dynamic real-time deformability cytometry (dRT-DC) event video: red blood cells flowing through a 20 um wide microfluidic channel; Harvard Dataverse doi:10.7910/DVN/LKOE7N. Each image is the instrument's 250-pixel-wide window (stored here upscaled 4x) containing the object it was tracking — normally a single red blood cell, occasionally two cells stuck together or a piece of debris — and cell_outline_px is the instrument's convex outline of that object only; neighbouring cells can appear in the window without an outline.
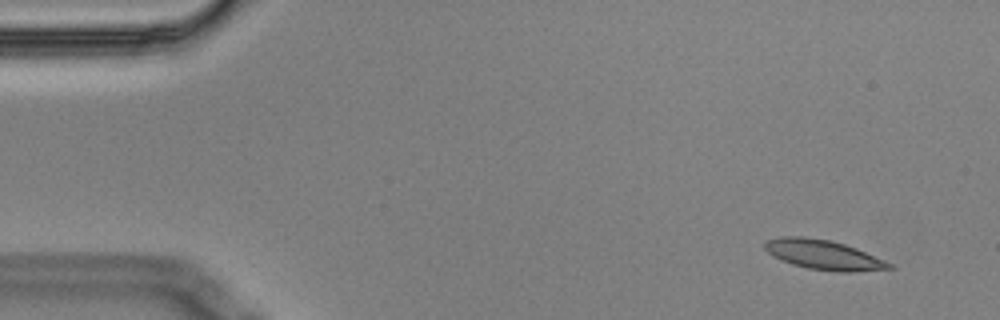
{"species": "Egyptian fruit bat (a non-hibernating species)", "species_latin": "Rousettus aegyptiacus", "temperature_condition": "cold", "stored_images_in_passage": 5, "camera_frame_rate_fps": 3000, "um_per_image_px": 0.085, "animal": {"sex": "male"}, "frame": {"image": 1, "passage_image": 1, "time_ms": 0.0, "image_size_px": [1000, 320], "cell_outline_px": [[896, 268], [856, 272], [836, 272], [808, 268], [792, 264], [768, 252], [764, 248], [764, 240], [780, 236], [804, 236], [832, 240], [856, 248], [884, 260], [892, 264]], "centroid_in_image_um": [70.01, 21.65], "position_along_channel_um": 15.0, "area_um2": 21.56}}
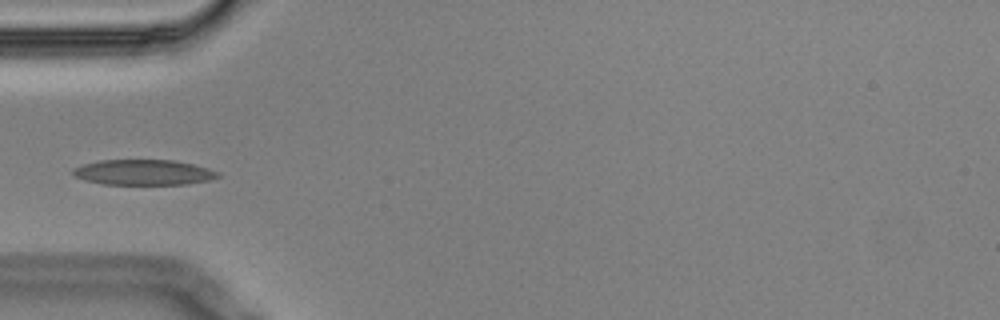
{"frame": {"image": 2, "passage_image": 5, "time_ms": 1.333, "image_size_px": [1000, 320], "cell_outline_px": [[220, 176], [208, 180], [188, 184], [104, 184], [84, 180], [76, 176], [72, 172], [72, 168], [84, 164], [100, 160], [176, 160], [208, 168], [220, 172]], "centroid_in_image_um": [12.21, 14.64], "position_along_channel_um": 72.8, "area_um2": 21.39}}